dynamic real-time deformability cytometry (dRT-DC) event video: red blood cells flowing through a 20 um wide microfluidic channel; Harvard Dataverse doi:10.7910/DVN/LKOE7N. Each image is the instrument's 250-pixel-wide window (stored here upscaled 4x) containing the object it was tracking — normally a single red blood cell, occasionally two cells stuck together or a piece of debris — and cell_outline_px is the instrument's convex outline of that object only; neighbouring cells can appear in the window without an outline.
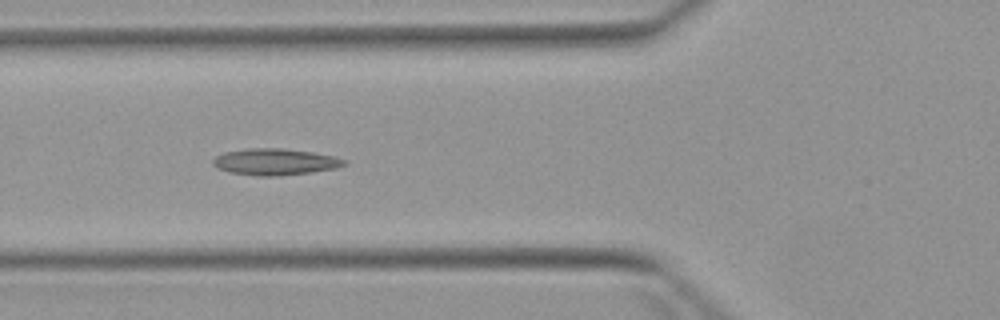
{"species": "Egyptian fruit bat (a non-hibernating species)", "species_latin": "Rousettus aegyptiacus", "temperature_condition": "warm", "stored_images_in_passage": 4, "camera_frame_rate_fps": 3000, "um_per_image_px": 0.085, "animal": {"sex": "female"}, "frame": {"image": 1, "passage_image": 2, "time_ms": 1.0, "image_size_px": [1000, 320], "cell_outline_px": [[348, 164], [336, 168], [312, 172], [280, 176], [256, 176], [228, 172], [216, 168], [212, 164], [212, 160], [216, 156], [224, 152], [248, 148], [280, 148], [312, 152], [332, 156], [344, 160]], "centroid_in_image_um": [23.33, 13.76], "position_along_channel_um": 102.5, "area_um2": 20.35}}
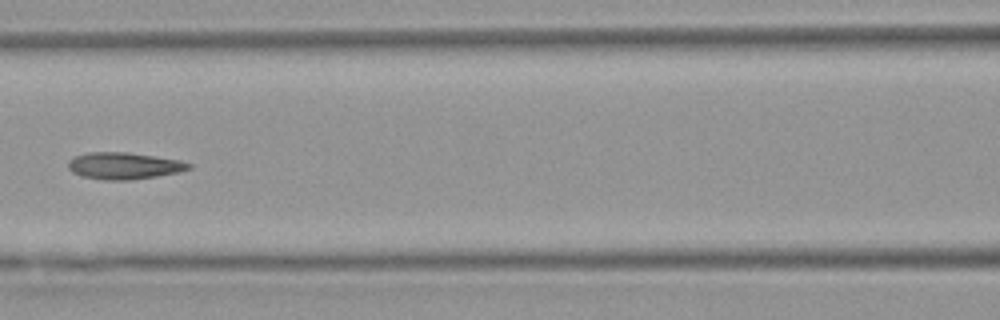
{"frame": {"image": 2, "passage_image": 3, "time_ms": 2.333, "image_size_px": [1000, 320], "cell_outline_px": [[192, 168], [180, 172], [156, 176], [128, 180], [104, 180], [84, 176], [72, 172], [68, 168], [68, 160], [76, 156], [88, 152], [128, 152], [180, 160], [192, 164]], "centroid_in_image_um": [10.55, 14.09], "position_along_channel_um": 156.0, "area_um2": 18.79}}
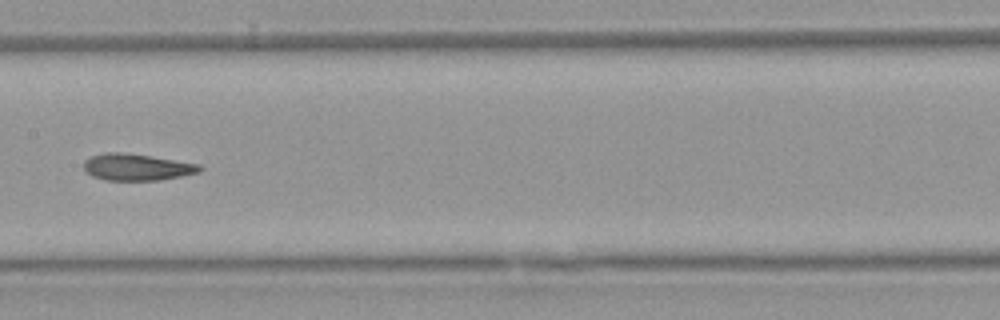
{"frame": {"image": 3, "passage_image": 4, "time_ms": 3.333, "image_size_px": [1000, 320], "cell_outline_px": [[204, 168], [200, 172], [160, 180], [104, 180], [92, 176], [84, 172], [84, 160], [92, 156], [104, 152], [124, 152], [200, 164]], "centroid_in_image_um": [11.61, 14.2], "position_along_channel_um": 195.8, "area_um2": 18.09}}